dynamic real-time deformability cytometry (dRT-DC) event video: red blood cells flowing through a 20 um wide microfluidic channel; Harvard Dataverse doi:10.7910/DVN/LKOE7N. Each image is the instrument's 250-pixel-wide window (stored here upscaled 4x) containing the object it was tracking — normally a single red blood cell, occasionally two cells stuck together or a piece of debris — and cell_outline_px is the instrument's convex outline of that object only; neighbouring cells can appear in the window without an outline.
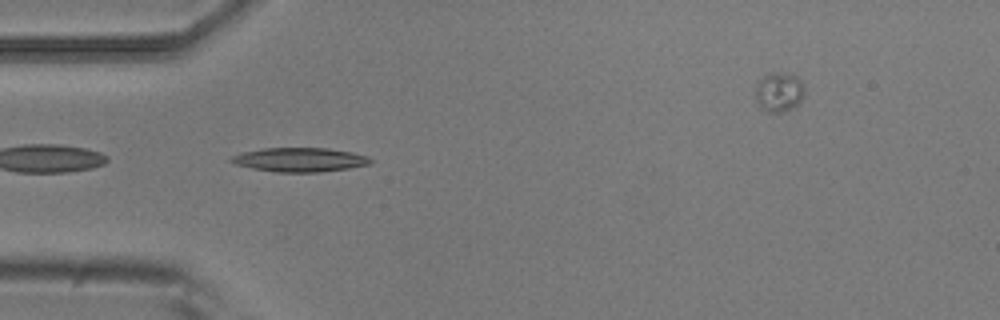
{"species": "common noctule bat (a hibernating species)", "species_latin": "Nyctalus noctula", "temperature_condition": "room temperature", "stored_images_in_passage": 5, "segment_of_instrument_passage": [1, 2], "camera_frame_rate_fps": 3000, "um_per_image_px": 0.085, "animal": {"sex": "male", "body_mass_g": 20.5, "forearm_length_mm": 52.5}, "frame": {"image": 1, "passage_image": 4, "time_ms": 1.0, "image_size_px": [1000, 320], "cell_outline_px": [[372, 164], [348, 168], [320, 172], [276, 172], [252, 168], [236, 164], [228, 160], [232, 156], [244, 152], [264, 148], [328, 148], [352, 152], [368, 156], [372, 160]], "centroid_in_image_um": [25.51, 13.57], "position_along_channel_um": 59.5, "area_um2": 19.48}}